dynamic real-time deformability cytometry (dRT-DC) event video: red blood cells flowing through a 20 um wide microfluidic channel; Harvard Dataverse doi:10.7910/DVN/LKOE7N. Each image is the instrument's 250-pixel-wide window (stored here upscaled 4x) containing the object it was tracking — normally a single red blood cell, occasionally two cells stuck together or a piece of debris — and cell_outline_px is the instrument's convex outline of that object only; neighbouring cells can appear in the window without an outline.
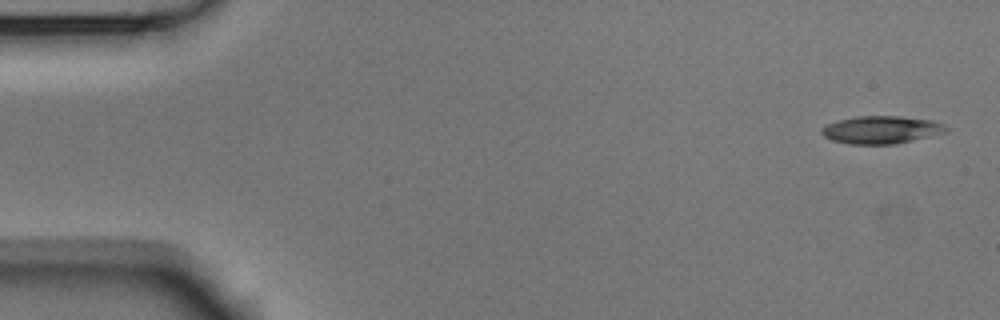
{"species": "Egyptian fruit bat (a non-hibernating species)", "species_latin": "Rousettus aegyptiacus", "temperature_condition": "room temperature", "stored_images_in_passage": 4, "camera_frame_rate_fps": 3000, "um_per_image_px": 0.085, "animal": {"sex": "male"}, "frame": {"image": 1, "passage_image": 1, "time_ms": 0.0, "image_size_px": [1000, 320], "cell_outline_px": [[952, 128], [948, 132], [896, 144], [852, 144], [832, 140], [824, 136], [820, 132], [820, 128], [828, 124], [840, 120], [856, 116], [900, 116], [932, 120], [944, 124]], "centroid_in_image_um": [74.97, 11.03], "position_along_channel_um": 10.0, "area_um2": 20.23}}
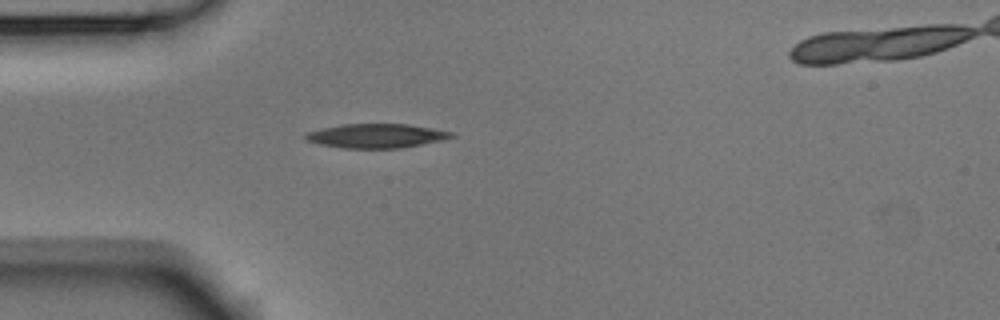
{"frame": {"image": 2, "passage_image": 4, "time_ms": 1.0, "image_size_px": [1000, 320], "cell_outline_px": [[456, 136], [444, 140], [400, 148], [344, 148], [320, 144], [304, 140], [304, 132], [340, 124], [408, 124], [452, 132]], "centroid_in_image_um": [31.95, 11.54], "position_along_channel_um": 53.1, "area_um2": 20.58}}